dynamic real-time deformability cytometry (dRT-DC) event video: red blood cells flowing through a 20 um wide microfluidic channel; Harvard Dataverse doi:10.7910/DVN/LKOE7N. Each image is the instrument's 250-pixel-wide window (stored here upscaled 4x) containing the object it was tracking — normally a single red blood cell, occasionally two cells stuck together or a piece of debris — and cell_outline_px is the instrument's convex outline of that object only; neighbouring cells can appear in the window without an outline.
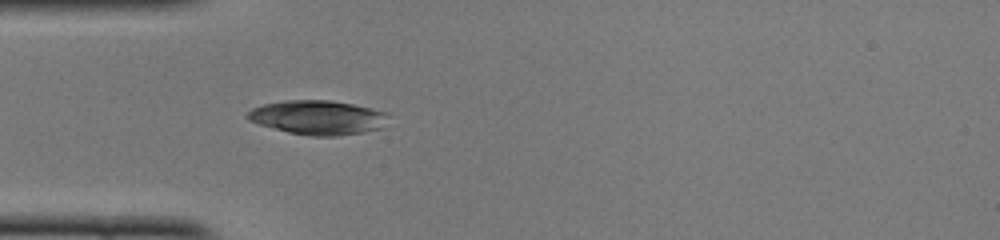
{"species": "common noctule bat (a hibernating species)", "species_latin": "Nyctalus noctula", "temperature_condition": "cold", "stored_images_in_passage": 38, "camera_frame_rate_fps": 3000, "um_per_image_px": 0.085, "animal": {"sex": "female", "body_mass_g": 22.0, "forearm_length_mm": 56.7}, "frame": {"image": 1, "passage_image": 4, "time_ms": 1.0, "image_size_px": [1000, 240], "cell_outline_px": [[388, 116], [384, 128], [364, 132], [336, 136], [308, 136], [288, 132], [260, 124], [248, 120], [244, 116], [252, 108], [264, 104], [284, 100], [328, 100], [352, 104], [372, 108], [384, 112]], "centroid_in_image_um": [27.02, 9.99], "position_along_channel_um": 58.0, "area_um2": 28.15}}
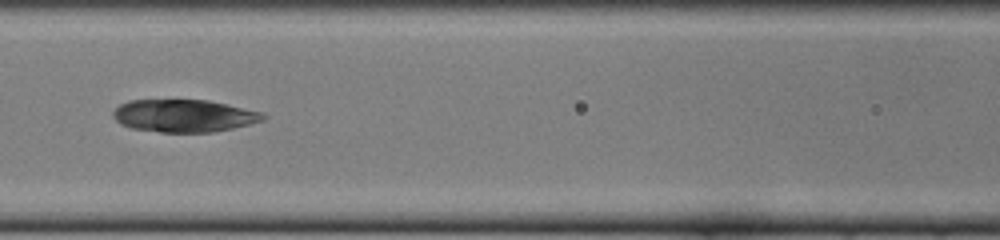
{"frame": {"image": 2, "passage_image": 11, "time_ms": 3.333, "image_size_px": [1000, 240], "cell_outline_px": [[268, 116], [264, 120], [232, 128], [212, 132], [160, 132], [132, 128], [120, 124], [112, 116], [112, 112], [120, 104], [128, 100], [208, 100], [228, 104], [264, 112]], "centroid_in_image_um": [15.65, 9.83], "position_along_channel_um": 151.0, "area_um2": 28.55}}
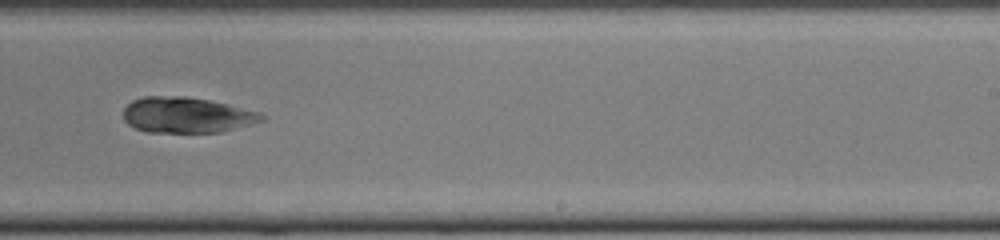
{"frame": {"image": 3, "passage_image": 20, "time_ms": 6.333, "image_size_px": [1000, 240], "cell_outline_px": [[268, 116], [264, 120], [220, 132], [148, 132], [136, 128], [128, 124], [124, 120], [124, 108], [132, 100], [144, 96], [184, 96], [208, 100], [228, 104], [260, 112]], "centroid_in_image_um": [15.87, 9.77], "position_along_channel_um": 273.1, "area_um2": 28.67}}